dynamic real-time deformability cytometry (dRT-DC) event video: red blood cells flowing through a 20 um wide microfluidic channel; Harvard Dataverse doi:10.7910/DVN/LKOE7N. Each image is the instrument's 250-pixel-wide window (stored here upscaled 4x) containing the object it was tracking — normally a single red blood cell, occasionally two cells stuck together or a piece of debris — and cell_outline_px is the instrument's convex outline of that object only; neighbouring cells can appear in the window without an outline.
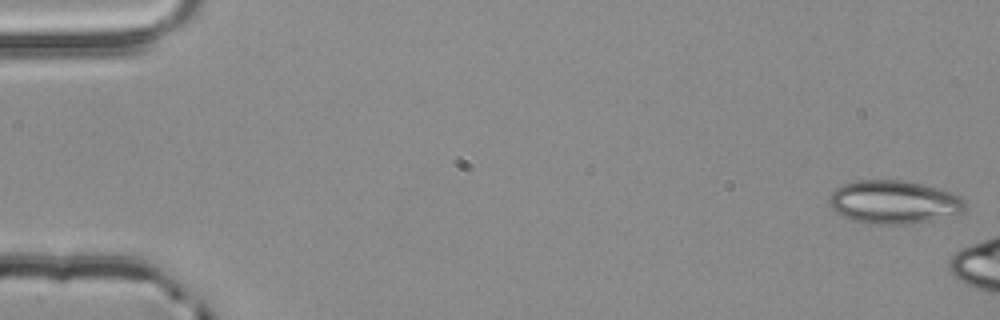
{"species": "common noctule bat (a hibernating species)", "species_latin": "Nyctalus noctula", "temperature_condition": "room temperature", "stored_images_in_passage": 7, "camera_frame_rate_fps": 3000, "um_per_image_px": 0.085, "animal": {"sex": "male", "body_mass_g": 20.4}, "frame": {"image": 1, "passage_image": 1, "time_ms": 0.0, "image_size_px": [1000, 320], "cell_outline_px": [[964, 212], [928, 220], [904, 224], [864, 224], [852, 220], [836, 212], [832, 208], [828, 200], [832, 192], [836, 188], [844, 184], [856, 180], [904, 180], [924, 184], [940, 188], [952, 192], [960, 196], [964, 200]], "centroid_in_image_um": [75.96, 17.16], "position_along_channel_um": 9.0, "area_um2": 34.28}}